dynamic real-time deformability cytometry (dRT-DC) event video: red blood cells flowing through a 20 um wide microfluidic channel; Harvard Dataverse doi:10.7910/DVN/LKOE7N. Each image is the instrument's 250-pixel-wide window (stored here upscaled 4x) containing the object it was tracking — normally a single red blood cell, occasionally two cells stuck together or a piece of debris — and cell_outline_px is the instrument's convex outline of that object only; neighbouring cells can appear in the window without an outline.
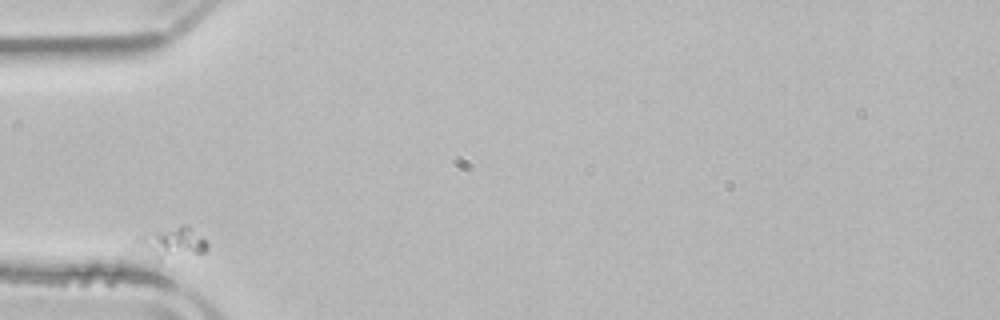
{"species": "common noctule bat (a hibernating species)", "species_latin": "Nyctalus noctula", "temperature_condition": "room temperature", "stored_images_in_passage": 5, "camera_frame_rate_fps": 3000, "um_per_image_px": 0.085, "animal": {"sex": "male", "body_mass_g": 21.5, "forearm_length_mm": 52.0}, "frame": {"image": 1, "passage_image": 1, "time_ms": 0.0, "image_size_px": [1000, 320], "cell_outline_px": [[208, 248], [204, 252], [160, 260], [132, 244], [132, 240], [136, 236], [184, 224], [192, 228], [208, 244]], "centroid_in_image_um": [14.57, 20.62], "position_along_channel_um": 70.4, "area_um2": 12.6}}
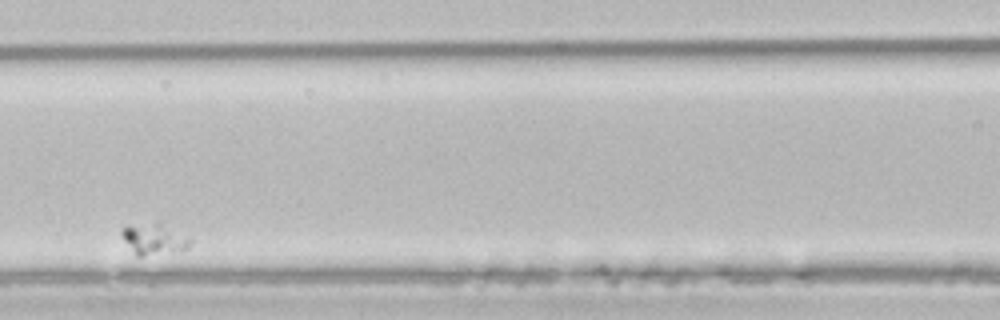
{"frame": {"image": 2, "passage_image": 3, "time_ms": 3.0, "image_size_px": [1000, 320], "cell_outline_px": [[192, 240], [188, 248], [140, 256], [136, 256], [124, 240], [120, 232], [128, 224], [160, 224], [192, 236]], "centroid_in_image_um": [13.1, 20.31], "position_along_channel_um": 153.5, "area_um2": 12.02}}
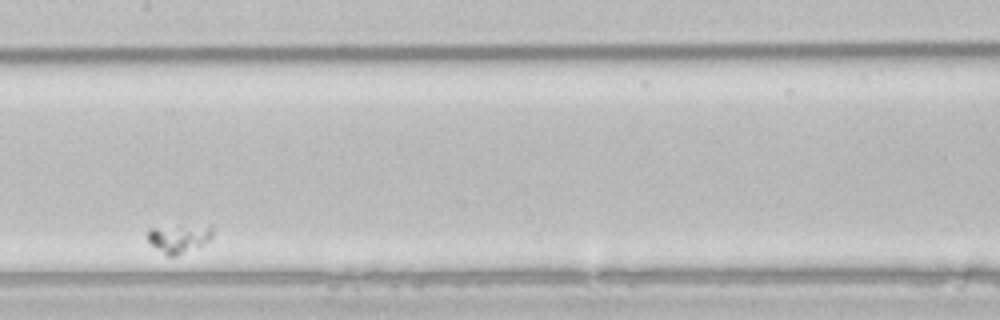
{"frame": {"image": 3, "passage_image": 4, "time_ms": 4.333, "image_size_px": [1000, 320], "cell_outline_px": [[212, 236], [208, 240], [176, 256], [168, 256], [156, 248], [148, 240], [148, 232], [152, 228], [212, 224]], "centroid_in_image_um": [15.23, 20.24], "position_along_channel_um": 192.2, "area_um2": 10.35}}